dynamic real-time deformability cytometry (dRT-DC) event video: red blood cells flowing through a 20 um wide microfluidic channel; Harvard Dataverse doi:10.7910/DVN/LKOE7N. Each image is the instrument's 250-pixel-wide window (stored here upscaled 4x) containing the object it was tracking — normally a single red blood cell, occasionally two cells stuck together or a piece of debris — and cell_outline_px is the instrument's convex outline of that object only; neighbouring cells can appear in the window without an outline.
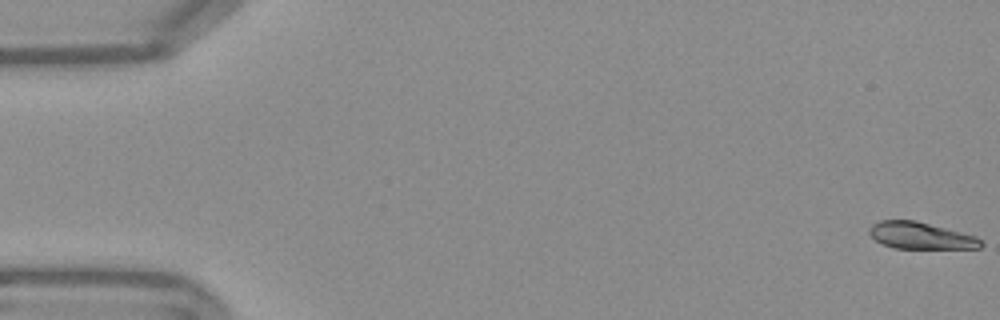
{"species": "Egyptian fruit bat (a non-hibernating species)", "species_latin": "Rousettus aegyptiacus", "temperature_condition": "warm", "stored_images_in_passage": 54, "camera_frame_rate_fps": 3000, "um_per_image_px": 0.085, "frame": {"image": 1, "passage_image": 1, "time_ms": 0.0, "image_size_px": [1000, 320], "cell_outline_px": [[984, 244], [980, 248], [896, 248], [884, 244], [876, 240], [868, 232], [868, 228], [872, 224], [880, 220], [916, 220], [976, 236]], "centroid_in_image_um": [78.25, 20.02], "position_along_channel_um": 6.8, "area_um2": 17.28}}
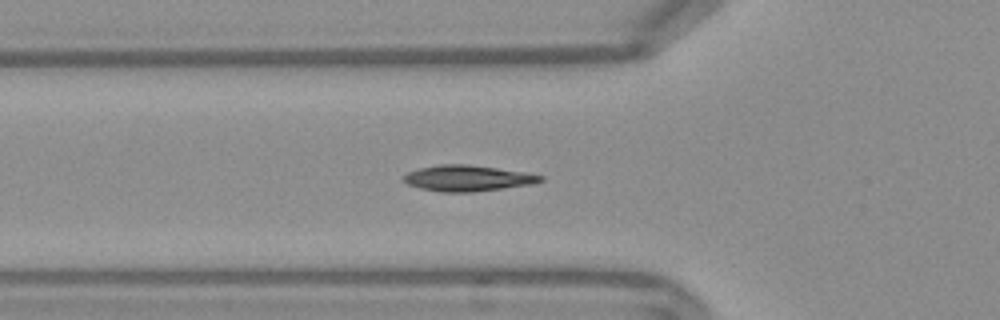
{"frame": {"image": 2, "passage_image": 19, "time_ms": 6.0, "image_size_px": [1000, 320], "cell_outline_px": [[544, 180], [532, 184], [472, 192], [440, 192], [420, 188], [408, 184], [404, 180], [404, 176], [408, 172], [420, 168], [440, 164], [468, 164], [524, 172], [544, 176]], "centroid_in_image_um": [39.75, 15.15], "position_along_channel_um": 86.1, "area_um2": 20.46}}
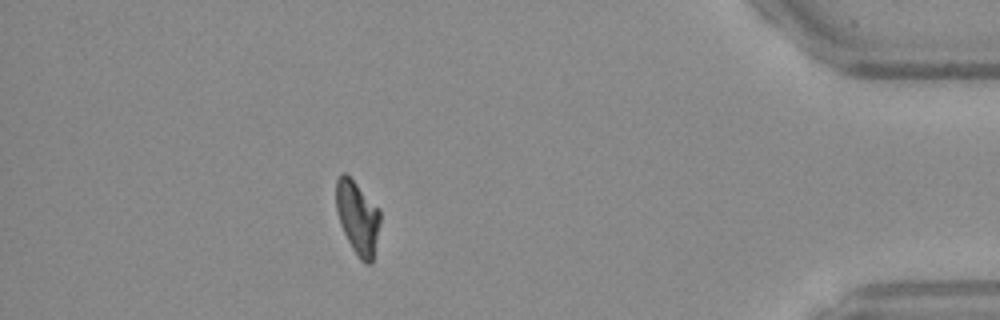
{"frame": {"image": 3, "passage_image": 48, "time_ms": 15.667, "image_size_px": [1000, 320], "cell_outline_px": [[380, 224], [372, 264], [364, 264], [360, 260], [352, 248], [340, 224], [336, 212], [336, 180], [344, 172], [380, 208]], "centroid_in_image_um": [30.41, 18.53], "position_along_channel_um": 404.8, "area_um2": 18.79}, "authors_computed_cell_mechanics": {"area_um2": 19.4208, "velocity_mm_per_s": 3.7899, "shape_relaxation_time_tau1_ms": 7.2139, "shape_relaxation_time_tau2_ms": 1.3405, "deformation_change_tau1": 0.2226, "deformation_change_tau2": 0.0462}}